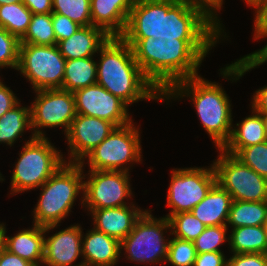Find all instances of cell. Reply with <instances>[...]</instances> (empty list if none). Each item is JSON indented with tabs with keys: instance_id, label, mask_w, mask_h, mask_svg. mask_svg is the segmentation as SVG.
Listing matches in <instances>:
<instances>
[{
	"instance_id": "obj_1",
	"label": "cell",
	"mask_w": 267,
	"mask_h": 266,
	"mask_svg": "<svg viewBox=\"0 0 267 266\" xmlns=\"http://www.w3.org/2000/svg\"><path fill=\"white\" fill-rule=\"evenodd\" d=\"M222 30L186 0H135L122 39L219 40Z\"/></svg>"
},
{
	"instance_id": "obj_2",
	"label": "cell",
	"mask_w": 267,
	"mask_h": 266,
	"mask_svg": "<svg viewBox=\"0 0 267 266\" xmlns=\"http://www.w3.org/2000/svg\"><path fill=\"white\" fill-rule=\"evenodd\" d=\"M144 76L164 95L175 83L198 76L206 54L219 40L123 39Z\"/></svg>"
},
{
	"instance_id": "obj_3",
	"label": "cell",
	"mask_w": 267,
	"mask_h": 266,
	"mask_svg": "<svg viewBox=\"0 0 267 266\" xmlns=\"http://www.w3.org/2000/svg\"><path fill=\"white\" fill-rule=\"evenodd\" d=\"M97 84L127 106L144 100H163V95L144 76L132 48L121 37H109L100 47Z\"/></svg>"
},
{
	"instance_id": "obj_4",
	"label": "cell",
	"mask_w": 267,
	"mask_h": 266,
	"mask_svg": "<svg viewBox=\"0 0 267 266\" xmlns=\"http://www.w3.org/2000/svg\"><path fill=\"white\" fill-rule=\"evenodd\" d=\"M186 95L193 101L199 120L215 147L222 148L233 129L231 102L222 86L198 75L175 83L163 95V100Z\"/></svg>"
},
{
	"instance_id": "obj_5",
	"label": "cell",
	"mask_w": 267,
	"mask_h": 266,
	"mask_svg": "<svg viewBox=\"0 0 267 266\" xmlns=\"http://www.w3.org/2000/svg\"><path fill=\"white\" fill-rule=\"evenodd\" d=\"M83 172L81 163L65 162L41 186L40 198L33 209L34 224L44 227L59 224L68 216L76 197L83 193L82 180L87 176Z\"/></svg>"
},
{
	"instance_id": "obj_6",
	"label": "cell",
	"mask_w": 267,
	"mask_h": 266,
	"mask_svg": "<svg viewBox=\"0 0 267 266\" xmlns=\"http://www.w3.org/2000/svg\"><path fill=\"white\" fill-rule=\"evenodd\" d=\"M22 150L11 177V195L40 188L67 162L47 137L32 135Z\"/></svg>"
},
{
	"instance_id": "obj_7",
	"label": "cell",
	"mask_w": 267,
	"mask_h": 266,
	"mask_svg": "<svg viewBox=\"0 0 267 266\" xmlns=\"http://www.w3.org/2000/svg\"><path fill=\"white\" fill-rule=\"evenodd\" d=\"M150 213L145 210L120 242V251L125 250L127 260L144 264L166 261L169 240L163 231L171 229L170 222L167 217L157 219Z\"/></svg>"
},
{
	"instance_id": "obj_8",
	"label": "cell",
	"mask_w": 267,
	"mask_h": 266,
	"mask_svg": "<svg viewBox=\"0 0 267 266\" xmlns=\"http://www.w3.org/2000/svg\"><path fill=\"white\" fill-rule=\"evenodd\" d=\"M133 121L127 125L115 127L112 132L85 158L90 170L126 171L127 163L140 162L141 144L139 129ZM126 165V166H124ZM124 166V167H123Z\"/></svg>"
},
{
	"instance_id": "obj_9",
	"label": "cell",
	"mask_w": 267,
	"mask_h": 266,
	"mask_svg": "<svg viewBox=\"0 0 267 266\" xmlns=\"http://www.w3.org/2000/svg\"><path fill=\"white\" fill-rule=\"evenodd\" d=\"M65 62L57 45L20 44L17 71L30 81L34 91L61 89Z\"/></svg>"
},
{
	"instance_id": "obj_10",
	"label": "cell",
	"mask_w": 267,
	"mask_h": 266,
	"mask_svg": "<svg viewBox=\"0 0 267 266\" xmlns=\"http://www.w3.org/2000/svg\"><path fill=\"white\" fill-rule=\"evenodd\" d=\"M219 150L213 166L217 183L234 201H267V179L243 164L234 155Z\"/></svg>"
},
{
	"instance_id": "obj_11",
	"label": "cell",
	"mask_w": 267,
	"mask_h": 266,
	"mask_svg": "<svg viewBox=\"0 0 267 266\" xmlns=\"http://www.w3.org/2000/svg\"><path fill=\"white\" fill-rule=\"evenodd\" d=\"M167 195V206L171 207L166 217L180 212H190L217 183L213 164L210 168L193 167L173 169Z\"/></svg>"
},
{
	"instance_id": "obj_12",
	"label": "cell",
	"mask_w": 267,
	"mask_h": 266,
	"mask_svg": "<svg viewBox=\"0 0 267 266\" xmlns=\"http://www.w3.org/2000/svg\"><path fill=\"white\" fill-rule=\"evenodd\" d=\"M35 93L37 96L30 106L32 135L45 137L41 129L47 127H63L66 135L77 115L74 94L63 89L36 90Z\"/></svg>"
},
{
	"instance_id": "obj_13",
	"label": "cell",
	"mask_w": 267,
	"mask_h": 266,
	"mask_svg": "<svg viewBox=\"0 0 267 266\" xmlns=\"http://www.w3.org/2000/svg\"><path fill=\"white\" fill-rule=\"evenodd\" d=\"M129 172L89 170L84 181L82 205L87 209H105L126 206L125 198L132 195Z\"/></svg>"
},
{
	"instance_id": "obj_14",
	"label": "cell",
	"mask_w": 267,
	"mask_h": 266,
	"mask_svg": "<svg viewBox=\"0 0 267 266\" xmlns=\"http://www.w3.org/2000/svg\"><path fill=\"white\" fill-rule=\"evenodd\" d=\"M77 114L97 117L120 127L132 122L128 106L99 84L75 91Z\"/></svg>"
},
{
	"instance_id": "obj_15",
	"label": "cell",
	"mask_w": 267,
	"mask_h": 266,
	"mask_svg": "<svg viewBox=\"0 0 267 266\" xmlns=\"http://www.w3.org/2000/svg\"><path fill=\"white\" fill-rule=\"evenodd\" d=\"M115 128L106 120L77 114L66 133L69 144V163H81L84 167L85 157L97 147Z\"/></svg>"
},
{
	"instance_id": "obj_16",
	"label": "cell",
	"mask_w": 267,
	"mask_h": 266,
	"mask_svg": "<svg viewBox=\"0 0 267 266\" xmlns=\"http://www.w3.org/2000/svg\"><path fill=\"white\" fill-rule=\"evenodd\" d=\"M82 228L78 224L56 232L46 238L44 244V258L42 265L46 266H84L81 261L72 265L82 256Z\"/></svg>"
},
{
	"instance_id": "obj_17",
	"label": "cell",
	"mask_w": 267,
	"mask_h": 266,
	"mask_svg": "<svg viewBox=\"0 0 267 266\" xmlns=\"http://www.w3.org/2000/svg\"><path fill=\"white\" fill-rule=\"evenodd\" d=\"M57 226L58 224L45 227L33 224L31 229H23L14 236L9 237L6 236L5 225L1 223L0 235L6 250L31 262L35 266H40L44 258L45 234Z\"/></svg>"
},
{
	"instance_id": "obj_18",
	"label": "cell",
	"mask_w": 267,
	"mask_h": 266,
	"mask_svg": "<svg viewBox=\"0 0 267 266\" xmlns=\"http://www.w3.org/2000/svg\"><path fill=\"white\" fill-rule=\"evenodd\" d=\"M87 210L92 214L94 228L119 242L132 231L135 222L145 211L132 203L129 206Z\"/></svg>"
},
{
	"instance_id": "obj_19",
	"label": "cell",
	"mask_w": 267,
	"mask_h": 266,
	"mask_svg": "<svg viewBox=\"0 0 267 266\" xmlns=\"http://www.w3.org/2000/svg\"><path fill=\"white\" fill-rule=\"evenodd\" d=\"M135 0H90L91 23L109 37H121Z\"/></svg>"
},
{
	"instance_id": "obj_20",
	"label": "cell",
	"mask_w": 267,
	"mask_h": 266,
	"mask_svg": "<svg viewBox=\"0 0 267 266\" xmlns=\"http://www.w3.org/2000/svg\"><path fill=\"white\" fill-rule=\"evenodd\" d=\"M120 254V242L95 228L82 236L84 266H115Z\"/></svg>"
},
{
	"instance_id": "obj_21",
	"label": "cell",
	"mask_w": 267,
	"mask_h": 266,
	"mask_svg": "<svg viewBox=\"0 0 267 266\" xmlns=\"http://www.w3.org/2000/svg\"><path fill=\"white\" fill-rule=\"evenodd\" d=\"M109 36L93 25L81 27L70 38L57 43L60 53L66 60L92 57Z\"/></svg>"
},
{
	"instance_id": "obj_22",
	"label": "cell",
	"mask_w": 267,
	"mask_h": 266,
	"mask_svg": "<svg viewBox=\"0 0 267 266\" xmlns=\"http://www.w3.org/2000/svg\"><path fill=\"white\" fill-rule=\"evenodd\" d=\"M233 199L216 183L190 212L205 226L226 225Z\"/></svg>"
},
{
	"instance_id": "obj_23",
	"label": "cell",
	"mask_w": 267,
	"mask_h": 266,
	"mask_svg": "<svg viewBox=\"0 0 267 266\" xmlns=\"http://www.w3.org/2000/svg\"><path fill=\"white\" fill-rule=\"evenodd\" d=\"M229 140L222 148H245L251 145L267 141L262 113L252 107V115H249L240 123L233 125Z\"/></svg>"
},
{
	"instance_id": "obj_24",
	"label": "cell",
	"mask_w": 267,
	"mask_h": 266,
	"mask_svg": "<svg viewBox=\"0 0 267 266\" xmlns=\"http://www.w3.org/2000/svg\"><path fill=\"white\" fill-rule=\"evenodd\" d=\"M96 83L97 62L94 61L93 56L66 60L61 89L74 93Z\"/></svg>"
},
{
	"instance_id": "obj_25",
	"label": "cell",
	"mask_w": 267,
	"mask_h": 266,
	"mask_svg": "<svg viewBox=\"0 0 267 266\" xmlns=\"http://www.w3.org/2000/svg\"><path fill=\"white\" fill-rule=\"evenodd\" d=\"M230 250L232 254L264 253L267 254V236L263 225L243 226L232 228L229 234Z\"/></svg>"
},
{
	"instance_id": "obj_26",
	"label": "cell",
	"mask_w": 267,
	"mask_h": 266,
	"mask_svg": "<svg viewBox=\"0 0 267 266\" xmlns=\"http://www.w3.org/2000/svg\"><path fill=\"white\" fill-rule=\"evenodd\" d=\"M267 218V201H234L232 202L227 227L261 226Z\"/></svg>"
},
{
	"instance_id": "obj_27",
	"label": "cell",
	"mask_w": 267,
	"mask_h": 266,
	"mask_svg": "<svg viewBox=\"0 0 267 266\" xmlns=\"http://www.w3.org/2000/svg\"><path fill=\"white\" fill-rule=\"evenodd\" d=\"M20 102L0 118V143L14 145L24 131L32 129L30 107H21Z\"/></svg>"
},
{
	"instance_id": "obj_28",
	"label": "cell",
	"mask_w": 267,
	"mask_h": 266,
	"mask_svg": "<svg viewBox=\"0 0 267 266\" xmlns=\"http://www.w3.org/2000/svg\"><path fill=\"white\" fill-rule=\"evenodd\" d=\"M32 12L22 3L0 6V27L21 39L28 30Z\"/></svg>"
},
{
	"instance_id": "obj_29",
	"label": "cell",
	"mask_w": 267,
	"mask_h": 266,
	"mask_svg": "<svg viewBox=\"0 0 267 266\" xmlns=\"http://www.w3.org/2000/svg\"><path fill=\"white\" fill-rule=\"evenodd\" d=\"M267 38V30H254V40ZM267 62V44L262 47L260 50L250 53L236 62L226 66L221 69V74L225 79L229 78L230 80L236 81L240 77L244 76L246 72L256 68ZM232 79H231V78Z\"/></svg>"
},
{
	"instance_id": "obj_30",
	"label": "cell",
	"mask_w": 267,
	"mask_h": 266,
	"mask_svg": "<svg viewBox=\"0 0 267 266\" xmlns=\"http://www.w3.org/2000/svg\"><path fill=\"white\" fill-rule=\"evenodd\" d=\"M20 43L42 46L57 45L52 14H32L28 30L20 39Z\"/></svg>"
},
{
	"instance_id": "obj_31",
	"label": "cell",
	"mask_w": 267,
	"mask_h": 266,
	"mask_svg": "<svg viewBox=\"0 0 267 266\" xmlns=\"http://www.w3.org/2000/svg\"><path fill=\"white\" fill-rule=\"evenodd\" d=\"M267 179V141L245 148H221Z\"/></svg>"
},
{
	"instance_id": "obj_32",
	"label": "cell",
	"mask_w": 267,
	"mask_h": 266,
	"mask_svg": "<svg viewBox=\"0 0 267 266\" xmlns=\"http://www.w3.org/2000/svg\"><path fill=\"white\" fill-rule=\"evenodd\" d=\"M171 232L176 238L194 241L207 226L191 212H180L169 218Z\"/></svg>"
},
{
	"instance_id": "obj_33",
	"label": "cell",
	"mask_w": 267,
	"mask_h": 266,
	"mask_svg": "<svg viewBox=\"0 0 267 266\" xmlns=\"http://www.w3.org/2000/svg\"><path fill=\"white\" fill-rule=\"evenodd\" d=\"M53 13L62 14L81 27L90 26V0H53Z\"/></svg>"
},
{
	"instance_id": "obj_34",
	"label": "cell",
	"mask_w": 267,
	"mask_h": 266,
	"mask_svg": "<svg viewBox=\"0 0 267 266\" xmlns=\"http://www.w3.org/2000/svg\"><path fill=\"white\" fill-rule=\"evenodd\" d=\"M197 251L193 241L172 238L169 240L166 261L173 266H194Z\"/></svg>"
},
{
	"instance_id": "obj_35",
	"label": "cell",
	"mask_w": 267,
	"mask_h": 266,
	"mask_svg": "<svg viewBox=\"0 0 267 266\" xmlns=\"http://www.w3.org/2000/svg\"><path fill=\"white\" fill-rule=\"evenodd\" d=\"M227 225L209 226L193 241L197 253L222 252L219 246L227 239ZM225 241V242H224Z\"/></svg>"
},
{
	"instance_id": "obj_36",
	"label": "cell",
	"mask_w": 267,
	"mask_h": 266,
	"mask_svg": "<svg viewBox=\"0 0 267 266\" xmlns=\"http://www.w3.org/2000/svg\"><path fill=\"white\" fill-rule=\"evenodd\" d=\"M20 39L0 27V68H13L19 65Z\"/></svg>"
},
{
	"instance_id": "obj_37",
	"label": "cell",
	"mask_w": 267,
	"mask_h": 266,
	"mask_svg": "<svg viewBox=\"0 0 267 266\" xmlns=\"http://www.w3.org/2000/svg\"><path fill=\"white\" fill-rule=\"evenodd\" d=\"M52 25L56 42L70 38L81 26L62 14L52 13Z\"/></svg>"
},
{
	"instance_id": "obj_38",
	"label": "cell",
	"mask_w": 267,
	"mask_h": 266,
	"mask_svg": "<svg viewBox=\"0 0 267 266\" xmlns=\"http://www.w3.org/2000/svg\"><path fill=\"white\" fill-rule=\"evenodd\" d=\"M227 266H267V254L240 253L228 259Z\"/></svg>"
},
{
	"instance_id": "obj_39",
	"label": "cell",
	"mask_w": 267,
	"mask_h": 266,
	"mask_svg": "<svg viewBox=\"0 0 267 266\" xmlns=\"http://www.w3.org/2000/svg\"><path fill=\"white\" fill-rule=\"evenodd\" d=\"M189 2L192 6L199 7L202 9L215 23L217 26L223 31L222 25L220 23V20L217 17L218 10L222 8L223 0H186ZM217 10V11H216Z\"/></svg>"
},
{
	"instance_id": "obj_40",
	"label": "cell",
	"mask_w": 267,
	"mask_h": 266,
	"mask_svg": "<svg viewBox=\"0 0 267 266\" xmlns=\"http://www.w3.org/2000/svg\"><path fill=\"white\" fill-rule=\"evenodd\" d=\"M228 259L222 252L197 253L194 266H227Z\"/></svg>"
},
{
	"instance_id": "obj_41",
	"label": "cell",
	"mask_w": 267,
	"mask_h": 266,
	"mask_svg": "<svg viewBox=\"0 0 267 266\" xmlns=\"http://www.w3.org/2000/svg\"><path fill=\"white\" fill-rule=\"evenodd\" d=\"M12 90L0 80V118L19 103Z\"/></svg>"
},
{
	"instance_id": "obj_42",
	"label": "cell",
	"mask_w": 267,
	"mask_h": 266,
	"mask_svg": "<svg viewBox=\"0 0 267 266\" xmlns=\"http://www.w3.org/2000/svg\"><path fill=\"white\" fill-rule=\"evenodd\" d=\"M32 14H52L53 0H21Z\"/></svg>"
},
{
	"instance_id": "obj_43",
	"label": "cell",
	"mask_w": 267,
	"mask_h": 266,
	"mask_svg": "<svg viewBox=\"0 0 267 266\" xmlns=\"http://www.w3.org/2000/svg\"><path fill=\"white\" fill-rule=\"evenodd\" d=\"M0 266H35V265L3 248L0 254Z\"/></svg>"
},
{
	"instance_id": "obj_44",
	"label": "cell",
	"mask_w": 267,
	"mask_h": 266,
	"mask_svg": "<svg viewBox=\"0 0 267 266\" xmlns=\"http://www.w3.org/2000/svg\"><path fill=\"white\" fill-rule=\"evenodd\" d=\"M254 9V30H267V0H262Z\"/></svg>"
},
{
	"instance_id": "obj_45",
	"label": "cell",
	"mask_w": 267,
	"mask_h": 266,
	"mask_svg": "<svg viewBox=\"0 0 267 266\" xmlns=\"http://www.w3.org/2000/svg\"><path fill=\"white\" fill-rule=\"evenodd\" d=\"M252 106L257 112H267V86L258 89L252 98Z\"/></svg>"
},
{
	"instance_id": "obj_46",
	"label": "cell",
	"mask_w": 267,
	"mask_h": 266,
	"mask_svg": "<svg viewBox=\"0 0 267 266\" xmlns=\"http://www.w3.org/2000/svg\"><path fill=\"white\" fill-rule=\"evenodd\" d=\"M248 4V6L256 7L262 0H244Z\"/></svg>"
},
{
	"instance_id": "obj_47",
	"label": "cell",
	"mask_w": 267,
	"mask_h": 266,
	"mask_svg": "<svg viewBox=\"0 0 267 266\" xmlns=\"http://www.w3.org/2000/svg\"><path fill=\"white\" fill-rule=\"evenodd\" d=\"M15 2H21V0H0V6L9 5Z\"/></svg>"
},
{
	"instance_id": "obj_48",
	"label": "cell",
	"mask_w": 267,
	"mask_h": 266,
	"mask_svg": "<svg viewBox=\"0 0 267 266\" xmlns=\"http://www.w3.org/2000/svg\"><path fill=\"white\" fill-rule=\"evenodd\" d=\"M262 113V117L264 119V123H265V129H266V133H267V112H259Z\"/></svg>"
},
{
	"instance_id": "obj_49",
	"label": "cell",
	"mask_w": 267,
	"mask_h": 266,
	"mask_svg": "<svg viewBox=\"0 0 267 266\" xmlns=\"http://www.w3.org/2000/svg\"><path fill=\"white\" fill-rule=\"evenodd\" d=\"M3 248H4V244H3V240H2L1 235H0V254L3 250Z\"/></svg>"
},
{
	"instance_id": "obj_50",
	"label": "cell",
	"mask_w": 267,
	"mask_h": 266,
	"mask_svg": "<svg viewBox=\"0 0 267 266\" xmlns=\"http://www.w3.org/2000/svg\"><path fill=\"white\" fill-rule=\"evenodd\" d=\"M263 228H264V231H265L266 236H267V218H266V220H265V222L263 224Z\"/></svg>"
},
{
	"instance_id": "obj_51",
	"label": "cell",
	"mask_w": 267,
	"mask_h": 266,
	"mask_svg": "<svg viewBox=\"0 0 267 266\" xmlns=\"http://www.w3.org/2000/svg\"><path fill=\"white\" fill-rule=\"evenodd\" d=\"M2 174L0 173V181H4V179L2 178L3 176H1Z\"/></svg>"
}]
</instances>
